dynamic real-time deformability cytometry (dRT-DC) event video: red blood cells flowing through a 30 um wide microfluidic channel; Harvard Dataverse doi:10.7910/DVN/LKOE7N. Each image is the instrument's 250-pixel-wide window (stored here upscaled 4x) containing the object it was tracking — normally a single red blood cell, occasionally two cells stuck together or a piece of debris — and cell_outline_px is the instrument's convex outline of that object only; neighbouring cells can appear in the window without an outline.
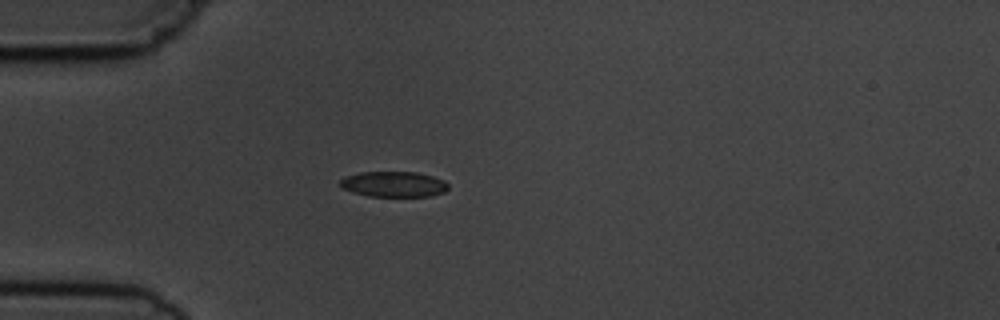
{"species": "common noctule bat (a hibernating species)", "species_latin": "Nyctalus noctula", "temperature_condition": "cold", "stored_images_in_passage": 3, "camera_frame_rate_fps": 3000, "um_per_image_px": 0.085, "animal": {"sex": "male", "body_mass_g": 19.5, "forearm_length_mm": 54.6}, "frame": {"image": 1, "passage_image": 1, "time_ms": 0.0, "image_size_px": [1000, 320], "cell_outline_px": [[448, 188], [444, 192], [428, 196], [368, 196], [352, 192], [344, 188], [340, 184], [340, 180], [344, 176], [360, 172], [416, 172], [432, 176], [444, 180], [448, 184]], "centroid_in_image_um": [33.46, 15.65], "position_along_channel_um": 51.5, "area_um2": 16.01}}
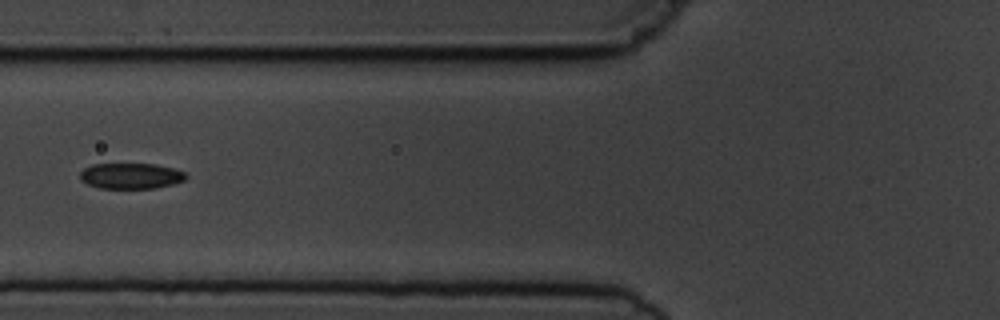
{"frame": {"image": 2, "passage_image": 3, "time_ms": 2.0, "image_size_px": [1000, 320], "cell_outline_px": [[188, 176], [184, 180], [172, 184], [156, 188], [100, 188], [88, 184], [80, 180], [80, 172], [84, 168], [92, 164], [156, 164], [172, 168], [184, 172]], "centroid_in_image_um": [11.11, 14.95], "position_along_channel_um": 114.7, "area_um2": 15.84}}